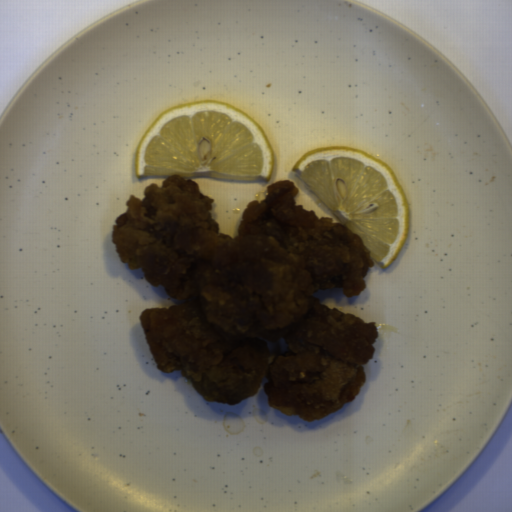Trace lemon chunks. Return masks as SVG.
<instances>
[{
  "label": "lemon chunks",
  "mask_w": 512,
  "mask_h": 512,
  "mask_svg": "<svg viewBox=\"0 0 512 512\" xmlns=\"http://www.w3.org/2000/svg\"><path fill=\"white\" fill-rule=\"evenodd\" d=\"M273 147L259 123L215 100L178 103L162 111L135 153L137 179L149 176L271 181Z\"/></svg>",
  "instance_id": "e0be4373"
},
{
  "label": "lemon chunks",
  "mask_w": 512,
  "mask_h": 512,
  "mask_svg": "<svg viewBox=\"0 0 512 512\" xmlns=\"http://www.w3.org/2000/svg\"><path fill=\"white\" fill-rule=\"evenodd\" d=\"M307 189L369 250L382 269L401 253L411 207L392 167L350 146L316 148L291 167Z\"/></svg>",
  "instance_id": "ac8584b7"
}]
</instances>
